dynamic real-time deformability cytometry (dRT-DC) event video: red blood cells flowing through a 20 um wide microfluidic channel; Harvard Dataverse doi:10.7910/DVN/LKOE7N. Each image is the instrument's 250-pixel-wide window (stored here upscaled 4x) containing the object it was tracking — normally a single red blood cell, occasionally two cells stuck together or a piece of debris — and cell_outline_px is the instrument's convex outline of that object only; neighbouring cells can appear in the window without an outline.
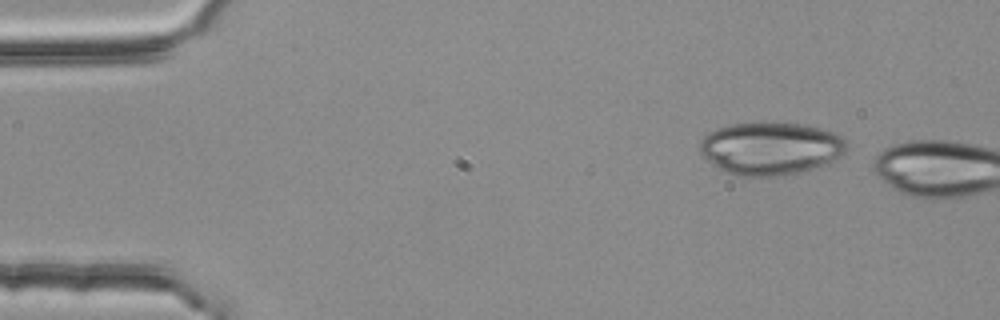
{"species": "common noctule bat (a hibernating species)", "species_latin": "Nyctalus noctula", "temperature_condition": "room temperature", "stored_images_in_passage": 4, "camera_frame_rate_fps": 3000, "um_per_image_px": 0.085, "animal": {"sex": "female", "body_mass_g": 25.1}, "frame": {"image": 1, "passage_image": 1, "time_ms": 0.0, "image_size_px": [1000, 320], "cell_outline_px": [[848, 140], [844, 152], [828, 164], [816, 168], [784, 176], [736, 176], [712, 164], [700, 152], [700, 144], [704, 136], [708, 132], [716, 128], [732, 124], [804, 124], [820, 128], [832, 132]], "centroid_in_image_um": [65.52, 12.64], "position_along_channel_um": 19.5, "area_um2": 44.8}}